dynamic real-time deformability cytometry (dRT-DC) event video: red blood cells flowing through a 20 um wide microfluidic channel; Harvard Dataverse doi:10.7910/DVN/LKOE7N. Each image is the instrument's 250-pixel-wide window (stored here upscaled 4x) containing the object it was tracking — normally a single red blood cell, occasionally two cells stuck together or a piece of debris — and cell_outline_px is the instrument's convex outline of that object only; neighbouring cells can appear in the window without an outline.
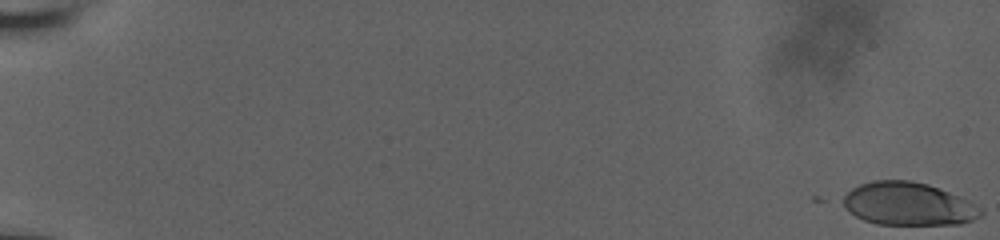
{"species": "human", "species_latin": "Homo sapiens", "temperature_condition": "room temperature", "stored_images_in_passage": 58, "camera_frame_rate_fps": 3000, "um_per_image_px": 0.085, "donor": {"sex": "male"}, "frame": {"image": 1, "passage_image": 1, "time_ms": 0.0, "image_size_px": [1000, 240], "cell_outline_px": [[984, 216], [960, 224], [876, 224], [864, 220], [856, 216], [844, 208], [836, 200], [852, 188], [860, 184], [872, 180], [912, 180], [928, 184], [940, 188], [960, 196], [968, 200], [980, 208], [984, 212]], "centroid_in_image_um": [77.15, 17.32], "position_along_channel_um": 7.8, "area_um2": 35.03}}
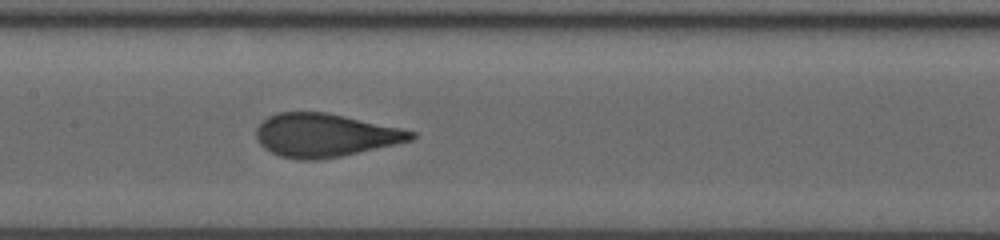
{"frame": {"image": 2, "passage_image": 32, "time_ms": 10.333, "image_size_px": [1000, 240], "cell_outline_px": [[416, 136], [412, 140], [396, 144], [340, 156], [316, 160], [300, 160], [280, 156], [264, 148], [260, 144], [256, 136], [256, 128], [268, 116], [276, 112], [328, 112], [404, 128], [416, 132]], "centroid_in_image_um": [27.64, 11.48], "position_along_channel_um": 179.8, "area_um2": 39.25}}
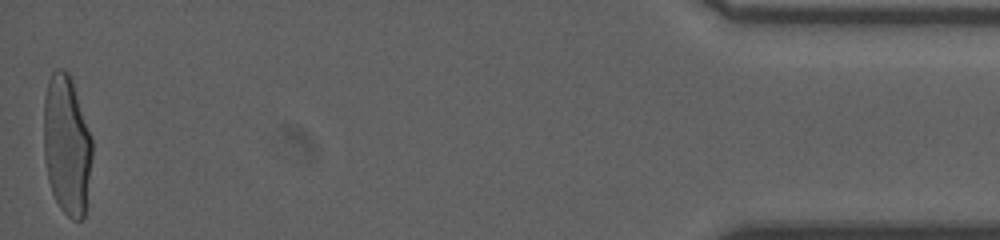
{"frame": {"image": 3, "passage_image": 58, "time_ms": 19.0, "image_size_px": [1000, 240], "cell_outline_px": [[92, 156], [84, 216], [80, 220], [72, 220], [60, 208], [52, 192], [48, 180], [44, 156], [44, 96], [48, 80], [52, 72], [56, 68], [60, 68], [68, 72], [72, 80], [92, 140]], "centroid_in_image_um": [5.66, 12.32], "position_along_channel_um": 429.5, "area_um2": 39.25}, "authors_computed_cell_mechanics": {"area_um2": 38.9572, "velocity_mm_per_s": 3.8208, "shape_relaxation_time_tau1_ms": 4.9092, "shape_relaxation_time_tau2_ms": null, "deformation_change_tau1": 0.2274, "deformation_change_tau2": null}}